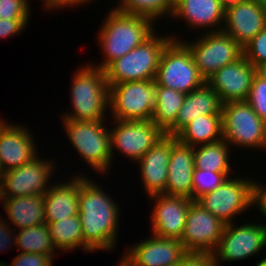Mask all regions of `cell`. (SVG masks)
Here are the masks:
<instances>
[{
    "mask_svg": "<svg viewBox=\"0 0 266 266\" xmlns=\"http://www.w3.org/2000/svg\"><path fill=\"white\" fill-rule=\"evenodd\" d=\"M87 178V174H80L78 215L83 241L94 252L112 251L118 240L121 208L100 185Z\"/></svg>",
    "mask_w": 266,
    "mask_h": 266,
    "instance_id": "obj_1",
    "label": "cell"
},
{
    "mask_svg": "<svg viewBox=\"0 0 266 266\" xmlns=\"http://www.w3.org/2000/svg\"><path fill=\"white\" fill-rule=\"evenodd\" d=\"M107 14L97 38L104 60L98 65L91 64L101 70L138 47L155 32L154 21L148 17L128 15L114 8Z\"/></svg>",
    "mask_w": 266,
    "mask_h": 266,
    "instance_id": "obj_2",
    "label": "cell"
},
{
    "mask_svg": "<svg viewBox=\"0 0 266 266\" xmlns=\"http://www.w3.org/2000/svg\"><path fill=\"white\" fill-rule=\"evenodd\" d=\"M87 63L74 72L70 88L71 108L73 111L62 119L77 121L105 120L109 111V85L105 71Z\"/></svg>",
    "mask_w": 266,
    "mask_h": 266,
    "instance_id": "obj_3",
    "label": "cell"
},
{
    "mask_svg": "<svg viewBox=\"0 0 266 266\" xmlns=\"http://www.w3.org/2000/svg\"><path fill=\"white\" fill-rule=\"evenodd\" d=\"M155 32L138 47L121 58L115 59L105 69L107 84L130 81L155 80L160 56L166 45L176 36Z\"/></svg>",
    "mask_w": 266,
    "mask_h": 266,
    "instance_id": "obj_4",
    "label": "cell"
},
{
    "mask_svg": "<svg viewBox=\"0 0 266 266\" xmlns=\"http://www.w3.org/2000/svg\"><path fill=\"white\" fill-rule=\"evenodd\" d=\"M66 137L85 163L99 174H106L111 166L110 131L101 121L62 119ZM108 128V129H107ZM108 170V171H107ZM105 172V173H104Z\"/></svg>",
    "mask_w": 266,
    "mask_h": 266,
    "instance_id": "obj_5",
    "label": "cell"
},
{
    "mask_svg": "<svg viewBox=\"0 0 266 266\" xmlns=\"http://www.w3.org/2000/svg\"><path fill=\"white\" fill-rule=\"evenodd\" d=\"M227 178L215 190L205 193L196 201L224 224L235 223L236 215L255 207L256 180L243 176ZM256 181V182H255Z\"/></svg>",
    "mask_w": 266,
    "mask_h": 266,
    "instance_id": "obj_6",
    "label": "cell"
},
{
    "mask_svg": "<svg viewBox=\"0 0 266 266\" xmlns=\"http://www.w3.org/2000/svg\"><path fill=\"white\" fill-rule=\"evenodd\" d=\"M155 82L157 85L188 94L206 81L199 74L191 51L177 37L162 51Z\"/></svg>",
    "mask_w": 266,
    "mask_h": 266,
    "instance_id": "obj_7",
    "label": "cell"
},
{
    "mask_svg": "<svg viewBox=\"0 0 266 266\" xmlns=\"http://www.w3.org/2000/svg\"><path fill=\"white\" fill-rule=\"evenodd\" d=\"M221 115L223 139L229 146L266 151V122L246 100L222 104Z\"/></svg>",
    "mask_w": 266,
    "mask_h": 266,
    "instance_id": "obj_8",
    "label": "cell"
},
{
    "mask_svg": "<svg viewBox=\"0 0 266 266\" xmlns=\"http://www.w3.org/2000/svg\"><path fill=\"white\" fill-rule=\"evenodd\" d=\"M157 83L130 81L109 86V110L113 120H152Z\"/></svg>",
    "mask_w": 266,
    "mask_h": 266,
    "instance_id": "obj_9",
    "label": "cell"
},
{
    "mask_svg": "<svg viewBox=\"0 0 266 266\" xmlns=\"http://www.w3.org/2000/svg\"><path fill=\"white\" fill-rule=\"evenodd\" d=\"M203 34L195 42H182L191 51L199 74L207 81L217 70L242 57L243 47L224 31Z\"/></svg>",
    "mask_w": 266,
    "mask_h": 266,
    "instance_id": "obj_10",
    "label": "cell"
},
{
    "mask_svg": "<svg viewBox=\"0 0 266 266\" xmlns=\"http://www.w3.org/2000/svg\"><path fill=\"white\" fill-rule=\"evenodd\" d=\"M225 224L219 244L213 253L216 265L222 262H238L258 255L266 248V227L264 223Z\"/></svg>",
    "mask_w": 266,
    "mask_h": 266,
    "instance_id": "obj_11",
    "label": "cell"
},
{
    "mask_svg": "<svg viewBox=\"0 0 266 266\" xmlns=\"http://www.w3.org/2000/svg\"><path fill=\"white\" fill-rule=\"evenodd\" d=\"M109 128L111 156L113 151H120L126 158L137 162L166 134L152 120H114Z\"/></svg>",
    "mask_w": 266,
    "mask_h": 266,
    "instance_id": "obj_12",
    "label": "cell"
},
{
    "mask_svg": "<svg viewBox=\"0 0 266 266\" xmlns=\"http://www.w3.org/2000/svg\"><path fill=\"white\" fill-rule=\"evenodd\" d=\"M52 160H43L38 155L20 167L5 171L0 179V198L44 195L56 169Z\"/></svg>",
    "mask_w": 266,
    "mask_h": 266,
    "instance_id": "obj_13",
    "label": "cell"
},
{
    "mask_svg": "<svg viewBox=\"0 0 266 266\" xmlns=\"http://www.w3.org/2000/svg\"><path fill=\"white\" fill-rule=\"evenodd\" d=\"M225 224L193 200L188 208L180 241L187 253L213 254Z\"/></svg>",
    "mask_w": 266,
    "mask_h": 266,
    "instance_id": "obj_14",
    "label": "cell"
},
{
    "mask_svg": "<svg viewBox=\"0 0 266 266\" xmlns=\"http://www.w3.org/2000/svg\"><path fill=\"white\" fill-rule=\"evenodd\" d=\"M154 207L151 215V233L158 237L179 239L183 235L190 198L157 194L150 196Z\"/></svg>",
    "mask_w": 266,
    "mask_h": 266,
    "instance_id": "obj_15",
    "label": "cell"
},
{
    "mask_svg": "<svg viewBox=\"0 0 266 266\" xmlns=\"http://www.w3.org/2000/svg\"><path fill=\"white\" fill-rule=\"evenodd\" d=\"M255 67L243 55L217 70L206 83L216 91L221 103L248 99Z\"/></svg>",
    "mask_w": 266,
    "mask_h": 266,
    "instance_id": "obj_16",
    "label": "cell"
},
{
    "mask_svg": "<svg viewBox=\"0 0 266 266\" xmlns=\"http://www.w3.org/2000/svg\"><path fill=\"white\" fill-rule=\"evenodd\" d=\"M29 131L25 125H12L0 118V163L4 172L37 157V145Z\"/></svg>",
    "mask_w": 266,
    "mask_h": 266,
    "instance_id": "obj_17",
    "label": "cell"
},
{
    "mask_svg": "<svg viewBox=\"0 0 266 266\" xmlns=\"http://www.w3.org/2000/svg\"><path fill=\"white\" fill-rule=\"evenodd\" d=\"M266 27V9L256 0H243L225 10L222 31L244 47Z\"/></svg>",
    "mask_w": 266,
    "mask_h": 266,
    "instance_id": "obj_18",
    "label": "cell"
},
{
    "mask_svg": "<svg viewBox=\"0 0 266 266\" xmlns=\"http://www.w3.org/2000/svg\"><path fill=\"white\" fill-rule=\"evenodd\" d=\"M177 141L176 136L165 135L136 162L147 197L165 193L171 147Z\"/></svg>",
    "mask_w": 266,
    "mask_h": 266,
    "instance_id": "obj_19",
    "label": "cell"
},
{
    "mask_svg": "<svg viewBox=\"0 0 266 266\" xmlns=\"http://www.w3.org/2000/svg\"><path fill=\"white\" fill-rule=\"evenodd\" d=\"M126 250L136 266H176L188 254L179 239L153 234Z\"/></svg>",
    "mask_w": 266,
    "mask_h": 266,
    "instance_id": "obj_20",
    "label": "cell"
},
{
    "mask_svg": "<svg viewBox=\"0 0 266 266\" xmlns=\"http://www.w3.org/2000/svg\"><path fill=\"white\" fill-rule=\"evenodd\" d=\"M171 16L174 20L183 19L190 29L206 28V33L217 32L222 31L225 9L219 0H181L174 6Z\"/></svg>",
    "mask_w": 266,
    "mask_h": 266,
    "instance_id": "obj_21",
    "label": "cell"
},
{
    "mask_svg": "<svg viewBox=\"0 0 266 266\" xmlns=\"http://www.w3.org/2000/svg\"><path fill=\"white\" fill-rule=\"evenodd\" d=\"M194 147L177 141L171 147L168 164L166 195L183 196L193 200Z\"/></svg>",
    "mask_w": 266,
    "mask_h": 266,
    "instance_id": "obj_22",
    "label": "cell"
},
{
    "mask_svg": "<svg viewBox=\"0 0 266 266\" xmlns=\"http://www.w3.org/2000/svg\"><path fill=\"white\" fill-rule=\"evenodd\" d=\"M222 103L218 94L206 82L185 95L176 121L165 131L176 136L190 121L201 115H221Z\"/></svg>",
    "mask_w": 266,
    "mask_h": 266,
    "instance_id": "obj_23",
    "label": "cell"
},
{
    "mask_svg": "<svg viewBox=\"0 0 266 266\" xmlns=\"http://www.w3.org/2000/svg\"><path fill=\"white\" fill-rule=\"evenodd\" d=\"M50 185L44 194L45 222H57L79 213L80 174Z\"/></svg>",
    "mask_w": 266,
    "mask_h": 266,
    "instance_id": "obj_24",
    "label": "cell"
},
{
    "mask_svg": "<svg viewBox=\"0 0 266 266\" xmlns=\"http://www.w3.org/2000/svg\"><path fill=\"white\" fill-rule=\"evenodd\" d=\"M0 202L15 230L45 223L44 195L0 198Z\"/></svg>",
    "mask_w": 266,
    "mask_h": 266,
    "instance_id": "obj_25",
    "label": "cell"
},
{
    "mask_svg": "<svg viewBox=\"0 0 266 266\" xmlns=\"http://www.w3.org/2000/svg\"><path fill=\"white\" fill-rule=\"evenodd\" d=\"M177 140L191 147L223 139L222 115H201L190 121L177 135Z\"/></svg>",
    "mask_w": 266,
    "mask_h": 266,
    "instance_id": "obj_26",
    "label": "cell"
},
{
    "mask_svg": "<svg viewBox=\"0 0 266 266\" xmlns=\"http://www.w3.org/2000/svg\"><path fill=\"white\" fill-rule=\"evenodd\" d=\"M50 231L52 242L57 249L63 252L79 249L93 252L83 241L81 221L79 215L65 217L57 222H45Z\"/></svg>",
    "mask_w": 266,
    "mask_h": 266,
    "instance_id": "obj_27",
    "label": "cell"
},
{
    "mask_svg": "<svg viewBox=\"0 0 266 266\" xmlns=\"http://www.w3.org/2000/svg\"><path fill=\"white\" fill-rule=\"evenodd\" d=\"M229 144L224 140L194 147V165L217 173H231Z\"/></svg>",
    "mask_w": 266,
    "mask_h": 266,
    "instance_id": "obj_28",
    "label": "cell"
},
{
    "mask_svg": "<svg viewBox=\"0 0 266 266\" xmlns=\"http://www.w3.org/2000/svg\"><path fill=\"white\" fill-rule=\"evenodd\" d=\"M185 95L172 88L157 85L152 121L164 132L176 121Z\"/></svg>",
    "mask_w": 266,
    "mask_h": 266,
    "instance_id": "obj_29",
    "label": "cell"
},
{
    "mask_svg": "<svg viewBox=\"0 0 266 266\" xmlns=\"http://www.w3.org/2000/svg\"><path fill=\"white\" fill-rule=\"evenodd\" d=\"M16 248L22 253L47 254L54 257L57 252L52 242L50 231L46 223L15 230Z\"/></svg>",
    "mask_w": 266,
    "mask_h": 266,
    "instance_id": "obj_30",
    "label": "cell"
},
{
    "mask_svg": "<svg viewBox=\"0 0 266 266\" xmlns=\"http://www.w3.org/2000/svg\"><path fill=\"white\" fill-rule=\"evenodd\" d=\"M114 9L128 15L145 16L154 22L161 17H171L174 7L171 0H118Z\"/></svg>",
    "mask_w": 266,
    "mask_h": 266,
    "instance_id": "obj_31",
    "label": "cell"
},
{
    "mask_svg": "<svg viewBox=\"0 0 266 266\" xmlns=\"http://www.w3.org/2000/svg\"><path fill=\"white\" fill-rule=\"evenodd\" d=\"M230 174L195 168L193 173V200H197L205 193L215 190L230 177Z\"/></svg>",
    "mask_w": 266,
    "mask_h": 266,
    "instance_id": "obj_32",
    "label": "cell"
},
{
    "mask_svg": "<svg viewBox=\"0 0 266 266\" xmlns=\"http://www.w3.org/2000/svg\"><path fill=\"white\" fill-rule=\"evenodd\" d=\"M253 111L266 122V80L256 74L252 80L250 94L246 100Z\"/></svg>",
    "mask_w": 266,
    "mask_h": 266,
    "instance_id": "obj_33",
    "label": "cell"
},
{
    "mask_svg": "<svg viewBox=\"0 0 266 266\" xmlns=\"http://www.w3.org/2000/svg\"><path fill=\"white\" fill-rule=\"evenodd\" d=\"M30 0H0V19L30 20Z\"/></svg>",
    "mask_w": 266,
    "mask_h": 266,
    "instance_id": "obj_34",
    "label": "cell"
},
{
    "mask_svg": "<svg viewBox=\"0 0 266 266\" xmlns=\"http://www.w3.org/2000/svg\"><path fill=\"white\" fill-rule=\"evenodd\" d=\"M243 55L254 67L266 61V27L243 47Z\"/></svg>",
    "mask_w": 266,
    "mask_h": 266,
    "instance_id": "obj_35",
    "label": "cell"
},
{
    "mask_svg": "<svg viewBox=\"0 0 266 266\" xmlns=\"http://www.w3.org/2000/svg\"><path fill=\"white\" fill-rule=\"evenodd\" d=\"M53 258L47 254L19 253L9 266H53Z\"/></svg>",
    "mask_w": 266,
    "mask_h": 266,
    "instance_id": "obj_36",
    "label": "cell"
},
{
    "mask_svg": "<svg viewBox=\"0 0 266 266\" xmlns=\"http://www.w3.org/2000/svg\"><path fill=\"white\" fill-rule=\"evenodd\" d=\"M27 25L23 19H0V39L20 35Z\"/></svg>",
    "mask_w": 266,
    "mask_h": 266,
    "instance_id": "obj_37",
    "label": "cell"
},
{
    "mask_svg": "<svg viewBox=\"0 0 266 266\" xmlns=\"http://www.w3.org/2000/svg\"><path fill=\"white\" fill-rule=\"evenodd\" d=\"M2 217L4 216H0V252H4V250L10 248L9 246H12V243H14L13 245H17L14 227L11 223L7 222L8 220L5 221L6 218Z\"/></svg>",
    "mask_w": 266,
    "mask_h": 266,
    "instance_id": "obj_38",
    "label": "cell"
},
{
    "mask_svg": "<svg viewBox=\"0 0 266 266\" xmlns=\"http://www.w3.org/2000/svg\"><path fill=\"white\" fill-rule=\"evenodd\" d=\"M176 266H217L213 254L188 253Z\"/></svg>",
    "mask_w": 266,
    "mask_h": 266,
    "instance_id": "obj_39",
    "label": "cell"
},
{
    "mask_svg": "<svg viewBox=\"0 0 266 266\" xmlns=\"http://www.w3.org/2000/svg\"><path fill=\"white\" fill-rule=\"evenodd\" d=\"M258 183L257 181L255 189V207L258 208L262 216L266 217V185L264 186L261 182ZM264 225L266 227L265 223Z\"/></svg>",
    "mask_w": 266,
    "mask_h": 266,
    "instance_id": "obj_40",
    "label": "cell"
},
{
    "mask_svg": "<svg viewBox=\"0 0 266 266\" xmlns=\"http://www.w3.org/2000/svg\"><path fill=\"white\" fill-rule=\"evenodd\" d=\"M92 2L94 0H51V10L53 11L54 9H59V8H63L64 7L68 8L69 7H74V5H78L81 6L82 4L84 5L85 3H89Z\"/></svg>",
    "mask_w": 266,
    "mask_h": 266,
    "instance_id": "obj_41",
    "label": "cell"
},
{
    "mask_svg": "<svg viewBox=\"0 0 266 266\" xmlns=\"http://www.w3.org/2000/svg\"><path fill=\"white\" fill-rule=\"evenodd\" d=\"M122 259L119 261L117 266H136L134 259L125 251V254L121 256Z\"/></svg>",
    "mask_w": 266,
    "mask_h": 266,
    "instance_id": "obj_42",
    "label": "cell"
},
{
    "mask_svg": "<svg viewBox=\"0 0 266 266\" xmlns=\"http://www.w3.org/2000/svg\"><path fill=\"white\" fill-rule=\"evenodd\" d=\"M255 74L266 80V61L265 62H262L261 64L255 66Z\"/></svg>",
    "mask_w": 266,
    "mask_h": 266,
    "instance_id": "obj_43",
    "label": "cell"
},
{
    "mask_svg": "<svg viewBox=\"0 0 266 266\" xmlns=\"http://www.w3.org/2000/svg\"><path fill=\"white\" fill-rule=\"evenodd\" d=\"M243 0H219L222 7L226 10L228 7L236 5L238 2Z\"/></svg>",
    "mask_w": 266,
    "mask_h": 266,
    "instance_id": "obj_44",
    "label": "cell"
},
{
    "mask_svg": "<svg viewBox=\"0 0 266 266\" xmlns=\"http://www.w3.org/2000/svg\"><path fill=\"white\" fill-rule=\"evenodd\" d=\"M43 1V6L42 7H45L47 8L46 10L49 11L51 10V0H42Z\"/></svg>",
    "mask_w": 266,
    "mask_h": 266,
    "instance_id": "obj_45",
    "label": "cell"
},
{
    "mask_svg": "<svg viewBox=\"0 0 266 266\" xmlns=\"http://www.w3.org/2000/svg\"><path fill=\"white\" fill-rule=\"evenodd\" d=\"M255 266H266V257H263Z\"/></svg>",
    "mask_w": 266,
    "mask_h": 266,
    "instance_id": "obj_46",
    "label": "cell"
},
{
    "mask_svg": "<svg viewBox=\"0 0 266 266\" xmlns=\"http://www.w3.org/2000/svg\"><path fill=\"white\" fill-rule=\"evenodd\" d=\"M264 9H266V0H256Z\"/></svg>",
    "mask_w": 266,
    "mask_h": 266,
    "instance_id": "obj_47",
    "label": "cell"
},
{
    "mask_svg": "<svg viewBox=\"0 0 266 266\" xmlns=\"http://www.w3.org/2000/svg\"><path fill=\"white\" fill-rule=\"evenodd\" d=\"M171 1H172V6L174 7L181 0H171Z\"/></svg>",
    "mask_w": 266,
    "mask_h": 266,
    "instance_id": "obj_48",
    "label": "cell"
},
{
    "mask_svg": "<svg viewBox=\"0 0 266 266\" xmlns=\"http://www.w3.org/2000/svg\"><path fill=\"white\" fill-rule=\"evenodd\" d=\"M4 171H3V168L1 166V163H0V179H1V176L3 175Z\"/></svg>",
    "mask_w": 266,
    "mask_h": 266,
    "instance_id": "obj_49",
    "label": "cell"
},
{
    "mask_svg": "<svg viewBox=\"0 0 266 266\" xmlns=\"http://www.w3.org/2000/svg\"><path fill=\"white\" fill-rule=\"evenodd\" d=\"M0 266H9V263L7 264L6 262H0Z\"/></svg>",
    "mask_w": 266,
    "mask_h": 266,
    "instance_id": "obj_50",
    "label": "cell"
}]
</instances>
